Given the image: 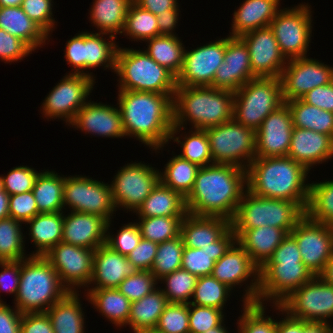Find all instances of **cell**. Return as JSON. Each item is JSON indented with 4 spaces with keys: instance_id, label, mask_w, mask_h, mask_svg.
Masks as SVG:
<instances>
[{
    "instance_id": "obj_63",
    "label": "cell",
    "mask_w": 333,
    "mask_h": 333,
    "mask_svg": "<svg viewBox=\"0 0 333 333\" xmlns=\"http://www.w3.org/2000/svg\"><path fill=\"white\" fill-rule=\"evenodd\" d=\"M0 268V291L9 292L16 298L20 282V261L0 262Z\"/></svg>"
},
{
    "instance_id": "obj_25",
    "label": "cell",
    "mask_w": 333,
    "mask_h": 333,
    "mask_svg": "<svg viewBox=\"0 0 333 333\" xmlns=\"http://www.w3.org/2000/svg\"><path fill=\"white\" fill-rule=\"evenodd\" d=\"M107 223L102 216L70 211L64 214L62 242L95 250L106 244Z\"/></svg>"
},
{
    "instance_id": "obj_13",
    "label": "cell",
    "mask_w": 333,
    "mask_h": 333,
    "mask_svg": "<svg viewBox=\"0 0 333 333\" xmlns=\"http://www.w3.org/2000/svg\"><path fill=\"white\" fill-rule=\"evenodd\" d=\"M110 183L112 199L117 208L133 214L160 181V171L147 163H127L115 173Z\"/></svg>"
},
{
    "instance_id": "obj_17",
    "label": "cell",
    "mask_w": 333,
    "mask_h": 333,
    "mask_svg": "<svg viewBox=\"0 0 333 333\" xmlns=\"http://www.w3.org/2000/svg\"><path fill=\"white\" fill-rule=\"evenodd\" d=\"M215 279L228 286L231 290L250 279L242 296L243 303H257L259 291V267L251 260L248 252L235 241L225 254L215 262L211 274Z\"/></svg>"
},
{
    "instance_id": "obj_52",
    "label": "cell",
    "mask_w": 333,
    "mask_h": 333,
    "mask_svg": "<svg viewBox=\"0 0 333 333\" xmlns=\"http://www.w3.org/2000/svg\"><path fill=\"white\" fill-rule=\"evenodd\" d=\"M242 315L237 320L238 333H277V319L266 316V306L260 303H243Z\"/></svg>"
},
{
    "instance_id": "obj_62",
    "label": "cell",
    "mask_w": 333,
    "mask_h": 333,
    "mask_svg": "<svg viewBox=\"0 0 333 333\" xmlns=\"http://www.w3.org/2000/svg\"><path fill=\"white\" fill-rule=\"evenodd\" d=\"M158 245L155 242L142 238L139 244L127 255V259L137 270L151 271Z\"/></svg>"
},
{
    "instance_id": "obj_45",
    "label": "cell",
    "mask_w": 333,
    "mask_h": 333,
    "mask_svg": "<svg viewBox=\"0 0 333 333\" xmlns=\"http://www.w3.org/2000/svg\"><path fill=\"white\" fill-rule=\"evenodd\" d=\"M22 224L11 217L0 220V262L21 261L31 256L25 253Z\"/></svg>"
},
{
    "instance_id": "obj_76",
    "label": "cell",
    "mask_w": 333,
    "mask_h": 333,
    "mask_svg": "<svg viewBox=\"0 0 333 333\" xmlns=\"http://www.w3.org/2000/svg\"><path fill=\"white\" fill-rule=\"evenodd\" d=\"M133 333H163L158 331L156 328H152V329H143V330H138L136 332Z\"/></svg>"
},
{
    "instance_id": "obj_46",
    "label": "cell",
    "mask_w": 333,
    "mask_h": 333,
    "mask_svg": "<svg viewBox=\"0 0 333 333\" xmlns=\"http://www.w3.org/2000/svg\"><path fill=\"white\" fill-rule=\"evenodd\" d=\"M305 214L313 221L333 226V179L310 183Z\"/></svg>"
},
{
    "instance_id": "obj_28",
    "label": "cell",
    "mask_w": 333,
    "mask_h": 333,
    "mask_svg": "<svg viewBox=\"0 0 333 333\" xmlns=\"http://www.w3.org/2000/svg\"><path fill=\"white\" fill-rule=\"evenodd\" d=\"M230 228L231 221L226 218L187 213L181 223L180 235L185 247L200 249L219 240Z\"/></svg>"
},
{
    "instance_id": "obj_72",
    "label": "cell",
    "mask_w": 333,
    "mask_h": 333,
    "mask_svg": "<svg viewBox=\"0 0 333 333\" xmlns=\"http://www.w3.org/2000/svg\"><path fill=\"white\" fill-rule=\"evenodd\" d=\"M9 198L10 195L2 189L0 191V220L10 217L9 214Z\"/></svg>"
},
{
    "instance_id": "obj_32",
    "label": "cell",
    "mask_w": 333,
    "mask_h": 333,
    "mask_svg": "<svg viewBox=\"0 0 333 333\" xmlns=\"http://www.w3.org/2000/svg\"><path fill=\"white\" fill-rule=\"evenodd\" d=\"M64 213H39L25 223L29 224L28 235L36 248L31 256H44L62 241Z\"/></svg>"
},
{
    "instance_id": "obj_60",
    "label": "cell",
    "mask_w": 333,
    "mask_h": 333,
    "mask_svg": "<svg viewBox=\"0 0 333 333\" xmlns=\"http://www.w3.org/2000/svg\"><path fill=\"white\" fill-rule=\"evenodd\" d=\"M34 50L23 40L0 29V59L4 63H14L23 60Z\"/></svg>"
},
{
    "instance_id": "obj_3",
    "label": "cell",
    "mask_w": 333,
    "mask_h": 333,
    "mask_svg": "<svg viewBox=\"0 0 333 333\" xmlns=\"http://www.w3.org/2000/svg\"><path fill=\"white\" fill-rule=\"evenodd\" d=\"M308 173L302 164L288 156L256 157L246 168L247 190L264 198L296 202L306 211L310 191Z\"/></svg>"
},
{
    "instance_id": "obj_23",
    "label": "cell",
    "mask_w": 333,
    "mask_h": 333,
    "mask_svg": "<svg viewBox=\"0 0 333 333\" xmlns=\"http://www.w3.org/2000/svg\"><path fill=\"white\" fill-rule=\"evenodd\" d=\"M254 78L245 42L240 37L227 36L224 61L215 72L213 88L235 93Z\"/></svg>"
},
{
    "instance_id": "obj_27",
    "label": "cell",
    "mask_w": 333,
    "mask_h": 333,
    "mask_svg": "<svg viewBox=\"0 0 333 333\" xmlns=\"http://www.w3.org/2000/svg\"><path fill=\"white\" fill-rule=\"evenodd\" d=\"M287 156L310 172L314 165L333 158V138L310 129L294 127Z\"/></svg>"
},
{
    "instance_id": "obj_64",
    "label": "cell",
    "mask_w": 333,
    "mask_h": 333,
    "mask_svg": "<svg viewBox=\"0 0 333 333\" xmlns=\"http://www.w3.org/2000/svg\"><path fill=\"white\" fill-rule=\"evenodd\" d=\"M301 100L322 110L333 112V81L313 88L302 96Z\"/></svg>"
},
{
    "instance_id": "obj_21",
    "label": "cell",
    "mask_w": 333,
    "mask_h": 333,
    "mask_svg": "<svg viewBox=\"0 0 333 333\" xmlns=\"http://www.w3.org/2000/svg\"><path fill=\"white\" fill-rule=\"evenodd\" d=\"M240 38L249 50L253 76L280 78L288 60L281 53L270 26L247 32Z\"/></svg>"
},
{
    "instance_id": "obj_31",
    "label": "cell",
    "mask_w": 333,
    "mask_h": 333,
    "mask_svg": "<svg viewBox=\"0 0 333 333\" xmlns=\"http://www.w3.org/2000/svg\"><path fill=\"white\" fill-rule=\"evenodd\" d=\"M236 241V235L231 227L219 240L200 249L184 247L181 268L197 277L212 274L217 262Z\"/></svg>"
},
{
    "instance_id": "obj_74",
    "label": "cell",
    "mask_w": 333,
    "mask_h": 333,
    "mask_svg": "<svg viewBox=\"0 0 333 333\" xmlns=\"http://www.w3.org/2000/svg\"><path fill=\"white\" fill-rule=\"evenodd\" d=\"M23 0H0V7H20Z\"/></svg>"
},
{
    "instance_id": "obj_4",
    "label": "cell",
    "mask_w": 333,
    "mask_h": 333,
    "mask_svg": "<svg viewBox=\"0 0 333 333\" xmlns=\"http://www.w3.org/2000/svg\"><path fill=\"white\" fill-rule=\"evenodd\" d=\"M234 92L210 86H177L173 97V126L205 130L233 118Z\"/></svg>"
},
{
    "instance_id": "obj_8",
    "label": "cell",
    "mask_w": 333,
    "mask_h": 333,
    "mask_svg": "<svg viewBox=\"0 0 333 333\" xmlns=\"http://www.w3.org/2000/svg\"><path fill=\"white\" fill-rule=\"evenodd\" d=\"M284 103L280 78L256 77L234 93L233 118L256 131Z\"/></svg>"
},
{
    "instance_id": "obj_37",
    "label": "cell",
    "mask_w": 333,
    "mask_h": 333,
    "mask_svg": "<svg viewBox=\"0 0 333 333\" xmlns=\"http://www.w3.org/2000/svg\"><path fill=\"white\" fill-rule=\"evenodd\" d=\"M90 8L91 24L98 33L117 37L124 30L126 16L133 0H93Z\"/></svg>"
},
{
    "instance_id": "obj_51",
    "label": "cell",
    "mask_w": 333,
    "mask_h": 333,
    "mask_svg": "<svg viewBox=\"0 0 333 333\" xmlns=\"http://www.w3.org/2000/svg\"><path fill=\"white\" fill-rule=\"evenodd\" d=\"M184 247L181 235L158 245L151 268L152 274L158 281L165 275L181 269Z\"/></svg>"
},
{
    "instance_id": "obj_35",
    "label": "cell",
    "mask_w": 333,
    "mask_h": 333,
    "mask_svg": "<svg viewBox=\"0 0 333 333\" xmlns=\"http://www.w3.org/2000/svg\"><path fill=\"white\" fill-rule=\"evenodd\" d=\"M78 292H68L47 311L54 333H85V314Z\"/></svg>"
},
{
    "instance_id": "obj_68",
    "label": "cell",
    "mask_w": 333,
    "mask_h": 333,
    "mask_svg": "<svg viewBox=\"0 0 333 333\" xmlns=\"http://www.w3.org/2000/svg\"><path fill=\"white\" fill-rule=\"evenodd\" d=\"M179 12L180 8L177 5L174 9L167 10V13H163L162 15H157V26L159 29V36L160 35H167V36H178L175 33L176 26H178L179 20Z\"/></svg>"
},
{
    "instance_id": "obj_56",
    "label": "cell",
    "mask_w": 333,
    "mask_h": 333,
    "mask_svg": "<svg viewBox=\"0 0 333 333\" xmlns=\"http://www.w3.org/2000/svg\"><path fill=\"white\" fill-rule=\"evenodd\" d=\"M223 310L189 304V332L204 333L225 322Z\"/></svg>"
},
{
    "instance_id": "obj_22",
    "label": "cell",
    "mask_w": 333,
    "mask_h": 333,
    "mask_svg": "<svg viewBox=\"0 0 333 333\" xmlns=\"http://www.w3.org/2000/svg\"><path fill=\"white\" fill-rule=\"evenodd\" d=\"M293 128L291 111L284 103L271 112L255 131L256 157L287 156Z\"/></svg>"
},
{
    "instance_id": "obj_73",
    "label": "cell",
    "mask_w": 333,
    "mask_h": 333,
    "mask_svg": "<svg viewBox=\"0 0 333 333\" xmlns=\"http://www.w3.org/2000/svg\"><path fill=\"white\" fill-rule=\"evenodd\" d=\"M325 282L333 285V254L328 260L323 272L319 275Z\"/></svg>"
},
{
    "instance_id": "obj_26",
    "label": "cell",
    "mask_w": 333,
    "mask_h": 333,
    "mask_svg": "<svg viewBox=\"0 0 333 333\" xmlns=\"http://www.w3.org/2000/svg\"><path fill=\"white\" fill-rule=\"evenodd\" d=\"M137 271L126 256L113 251L108 245L104 244L95 249L92 277L87 286L88 290L85 289V291L118 288L126 277L134 275ZM89 285L91 288H89Z\"/></svg>"
},
{
    "instance_id": "obj_42",
    "label": "cell",
    "mask_w": 333,
    "mask_h": 333,
    "mask_svg": "<svg viewBox=\"0 0 333 333\" xmlns=\"http://www.w3.org/2000/svg\"><path fill=\"white\" fill-rule=\"evenodd\" d=\"M182 130V127L173 126L169 138V141L173 140L174 143L177 142L178 145L180 144L182 152L179 156L199 167L213 164L206 130L190 128L189 132H187L188 134L184 132V136L183 133L176 136Z\"/></svg>"
},
{
    "instance_id": "obj_7",
    "label": "cell",
    "mask_w": 333,
    "mask_h": 333,
    "mask_svg": "<svg viewBox=\"0 0 333 333\" xmlns=\"http://www.w3.org/2000/svg\"><path fill=\"white\" fill-rule=\"evenodd\" d=\"M304 215L305 211L296 202L256 196L246 189L231 227L233 230H248L272 226L290 234Z\"/></svg>"
},
{
    "instance_id": "obj_19",
    "label": "cell",
    "mask_w": 333,
    "mask_h": 333,
    "mask_svg": "<svg viewBox=\"0 0 333 333\" xmlns=\"http://www.w3.org/2000/svg\"><path fill=\"white\" fill-rule=\"evenodd\" d=\"M331 81L333 66L308 56L289 59L280 76L283 100L301 99L313 88Z\"/></svg>"
},
{
    "instance_id": "obj_2",
    "label": "cell",
    "mask_w": 333,
    "mask_h": 333,
    "mask_svg": "<svg viewBox=\"0 0 333 333\" xmlns=\"http://www.w3.org/2000/svg\"><path fill=\"white\" fill-rule=\"evenodd\" d=\"M246 189L244 168L216 163L200 167L192 191L185 198L187 212L232 221Z\"/></svg>"
},
{
    "instance_id": "obj_65",
    "label": "cell",
    "mask_w": 333,
    "mask_h": 333,
    "mask_svg": "<svg viewBox=\"0 0 333 333\" xmlns=\"http://www.w3.org/2000/svg\"><path fill=\"white\" fill-rule=\"evenodd\" d=\"M20 333H54L46 312L24 313Z\"/></svg>"
},
{
    "instance_id": "obj_48",
    "label": "cell",
    "mask_w": 333,
    "mask_h": 333,
    "mask_svg": "<svg viewBox=\"0 0 333 333\" xmlns=\"http://www.w3.org/2000/svg\"><path fill=\"white\" fill-rule=\"evenodd\" d=\"M233 291L212 275L198 277L192 300L189 304L225 310ZM228 298V299H227Z\"/></svg>"
},
{
    "instance_id": "obj_39",
    "label": "cell",
    "mask_w": 333,
    "mask_h": 333,
    "mask_svg": "<svg viewBox=\"0 0 333 333\" xmlns=\"http://www.w3.org/2000/svg\"><path fill=\"white\" fill-rule=\"evenodd\" d=\"M169 304L160 287L155 288L140 300L131 302L128 327L133 332L156 328L160 315Z\"/></svg>"
},
{
    "instance_id": "obj_15",
    "label": "cell",
    "mask_w": 333,
    "mask_h": 333,
    "mask_svg": "<svg viewBox=\"0 0 333 333\" xmlns=\"http://www.w3.org/2000/svg\"><path fill=\"white\" fill-rule=\"evenodd\" d=\"M312 277L303 262H266L259 268L257 303L279 305Z\"/></svg>"
},
{
    "instance_id": "obj_67",
    "label": "cell",
    "mask_w": 333,
    "mask_h": 333,
    "mask_svg": "<svg viewBox=\"0 0 333 333\" xmlns=\"http://www.w3.org/2000/svg\"><path fill=\"white\" fill-rule=\"evenodd\" d=\"M22 313L12 308L0 296V333H20Z\"/></svg>"
},
{
    "instance_id": "obj_9",
    "label": "cell",
    "mask_w": 333,
    "mask_h": 333,
    "mask_svg": "<svg viewBox=\"0 0 333 333\" xmlns=\"http://www.w3.org/2000/svg\"><path fill=\"white\" fill-rule=\"evenodd\" d=\"M205 130L213 163L246 169L256 158L255 131L234 118Z\"/></svg>"
},
{
    "instance_id": "obj_38",
    "label": "cell",
    "mask_w": 333,
    "mask_h": 333,
    "mask_svg": "<svg viewBox=\"0 0 333 333\" xmlns=\"http://www.w3.org/2000/svg\"><path fill=\"white\" fill-rule=\"evenodd\" d=\"M56 171L43 170L37 176L32 189L39 213L64 211L63 191L65 176Z\"/></svg>"
},
{
    "instance_id": "obj_30",
    "label": "cell",
    "mask_w": 333,
    "mask_h": 333,
    "mask_svg": "<svg viewBox=\"0 0 333 333\" xmlns=\"http://www.w3.org/2000/svg\"><path fill=\"white\" fill-rule=\"evenodd\" d=\"M236 241L248 252L260 268L288 235L284 229L262 226L248 230H234Z\"/></svg>"
},
{
    "instance_id": "obj_57",
    "label": "cell",
    "mask_w": 333,
    "mask_h": 333,
    "mask_svg": "<svg viewBox=\"0 0 333 333\" xmlns=\"http://www.w3.org/2000/svg\"><path fill=\"white\" fill-rule=\"evenodd\" d=\"M40 171L29 166H16L10 169L7 175L1 176L2 187L8 195L21 194L32 191L35 180Z\"/></svg>"
},
{
    "instance_id": "obj_36",
    "label": "cell",
    "mask_w": 333,
    "mask_h": 333,
    "mask_svg": "<svg viewBox=\"0 0 333 333\" xmlns=\"http://www.w3.org/2000/svg\"><path fill=\"white\" fill-rule=\"evenodd\" d=\"M84 294L94 309L115 327L127 326L131 301L117 288L90 289Z\"/></svg>"
},
{
    "instance_id": "obj_12",
    "label": "cell",
    "mask_w": 333,
    "mask_h": 333,
    "mask_svg": "<svg viewBox=\"0 0 333 333\" xmlns=\"http://www.w3.org/2000/svg\"><path fill=\"white\" fill-rule=\"evenodd\" d=\"M279 305L290 317L330 324L333 318V285L320 276H313Z\"/></svg>"
},
{
    "instance_id": "obj_77",
    "label": "cell",
    "mask_w": 333,
    "mask_h": 333,
    "mask_svg": "<svg viewBox=\"0 0 333 333\" xmlns=\"http://www.w3.org/2000/svg\"><path fill=\"white\" fill-rule=\"evenodd\" d=\"M331 324V325H330ZM329 324V332L328 333H333V325L332 322Z\"/></svg>"
},
{
    "instance_id": "obj_44",
    "label": "cell",
    "mask_w": 333,
    "mask_h": 333,
    "mask_svg": "<svg viewBox=\"0 0 333 333\" xmlns=\"http://www.w3.org/2000/svg\"><path fill=\"white\" fill-rule=\"evenodd\" d=\"M173 155L165 164L164 171H160V181L186 198L192 191L200 167L179 155Z\"/></svg>"
},
{
    "instance_id": "obj_20",
    "label": "cell",
    "mask_w": 333,
    "mask_h": 333,
    "mask_svg": "<svg viewBox=\"0 0 333 333\" xmlns=\"http://www.w3.org/2000/svg\"><path fill=\"white\" fill-rule=\"evenodd\" d=\"M226 37L184 51L183 66L176 77L177 86H210L216 70L224 61Z\"/></svg>"
},
{
    "instance_id": "obj_6",
    "label": "cell",
    "mask_w": 333,
    "mask_h": 333,
    "mask_svg": "<svg viewBox=\"0 0 333 333\" xmlns=\"http://www.w3.org/2000/svg\"><path fill=\"white\" fill-rule=\"evenodd\" d=\"M115 74L118 90L174 94L177 88L176 77L141 49L119 47Z\"/></svg>"
},
{
    "instance_id": "obj_43",
    "label": "cell",
    "mask_w": 333,
    "mask_h": 333,
    "mask_svg": "<svg viewBox=\"0 0 333 333\" xmlns=\"http://www.w3.org/2000/svg\"><path fill=\"white\" fill-rule=\"evenodd\" d=\"M291 111L293 127L310 129L333 138V112L295 99L285 102Z\"/></svg>"
},
{
    "instance_id": "obj_54",
    "label": "cell",
    "mask_w": 333,
    "mask_h": 333,
    "mask_svg": "<svg viewBox=\"0 0 333 333\" xmlns=\"http://www.w3.org/2000/svg\"><path fill=\"white\" fill-rule=\"evenodd\" d=\"M112 220L107 223L106 245L123 256L129 255L142 239L136 222L124 224L114 236L110 233Z\"/></svg>"
},
{
    "instance_id": "obj_18",
    "label": "cell",
    "mask_w": 333,
    "mask_h": 333,
    "mask_svg": "<svg viewBox=\"0 0 333 333\" xmlns=\"http://www.w3.org/2000/svg\"><path fill=\"white\" fill-rule=\"evenodd\" d=\"M95 250L64 242L56 244L44 257L57 271L60 282L70 291L88 286L93 272Z\"/></svg>"
},
{
    "instance_id": "obj_49",
    "label": "cell",
    "mask_w": 333,
    "mask_h": 333,
    "mask_svg": "<svg viewBox=\"0 0 333 333\" xmlns=\"http://www.w3.org/2000/svg\"><path fill=\"white\" fill-rule=\"evenodd\" d=\"M184 217H138L141 236L157 244L180 236Z\"/></svg>"
},
{
    "instance_id": "obj_59",
    "label": "cell",
    "mask_w": 333,
    "mask_h": 333,
    "mask_svg": "<svg viewBox=\"0 0 333 333\" xmlns=\"http://www.w3.org/2000/svg\"><path fill=\"white\" fill-rule=\"evenodd\" d=\"M65 61L72 66V70L69 74H82L91 76L95 79V75L89 71H85V31L77 33L66 43Z\"/></svg>"
},
{
    "instance_id": "obj_33",
    "label": "cell",
    "mask_w": 333,
    "mask_h": 333,
    "mask_svg": "<svg viewBox=\"0 0 333 333\" xmlns=\"http://www.w3.org/2000/svg\"><path fill=\"white\" fill-rule=\"evenodd\" d=\"M0 29L23 40L34 51L50 41V36L21 7H0Z\"/></svg>"
},
{
    "instance_id": "obj_70",
    "label": "cell",
    "mask_w": 333,
    "mask_h": 333,
    "mask_svg": "<svg viewBox=\"0 0 333 333\" xmlns=\"http://www.w3.org/2000/svg\"><path fill=\"white\" fill-rule=\"evenodd\" d=\"M274 306V307H273ZM284 318L277 320V333H302V320L290 317L280 305H272Z\"/></svg>"
},
{
    "instance_id": "obj_50",
    "label": "cell",
    "mask_w": 333,
    "mask_h": 333,
    "mask_svg": "<svg viewBox=\"0 0 333 333\" xmlns=\"http://www.w3.org/2000/svg\"><path fill=\"white\" fill-rule=\"evenodd\" d=\"M198 277L184 269H178L165 275L158 282L164 284L161 288L169 303L189 304L193 297Z\"/></svg>"
},
{
    "instance_id": "obj_16",
    "label": "cell",
    "mask_w": 333,
    "mask_h": 333,
    "mask_svg": "<svg viewBox=\"0 0 333 333\" xmlns=\"http://www.w3.org/2000/svg\"><path fill=\"white\" fill-rule=\"evenodd\" d=\"M302 262L313 276H319L333 254V226L311 220L306 214L290 232Z\"/></svg>"
},
{
    "instance_id": "obj_41",
    "label": "cell",
    "mask_w": 333,
    "mask_h": 333,
    "mask_svg": "<svg viewBox=\"0 0 333 333\" xmlns=\"http://www.w3.org/2000/svg\"><path fill=\"white\" fill-rule=\"evenodd\" d=\"M104 35L109 36L106 38ZM115 39L117 37L110 34L85 31V70L104 66V70L111 69L115 72L116 54L119 48Z\"/></svg>"
},
{
    "instance_id": "obj_66",
    "label": "cell",
    "mask_w": 333,
    "mask_h": 333,
    "mask_svg": "<svg viewBox=\"0 0 333 333\" xmlns=\"http://www.w3.org/2000/svg\"><path fill=\"white\" fill-rule=\"evenodd\" d=\"M267 262H302L295 238L291 234H288Z\"/></svg>"
},
{
    "instance_id": "obj_69",
    "label": "cell",
    "mask_w": 333,
    "mask_h": 333,
    "mask_svg": "<svg viewBox=\"0 0 333 333\" xmlns=\"http://www.w3.org/2000/svg\"><path fill=\"white\" fill-rule=\"evenodd\" d=\"M138 6L148 10L153 15H162L167 10L174 9L179 3L177 0H133Z\"/></svg>"
},
{
    "instance_id": "obj_58",
    "label": "cell",
    "mask_w": 333,
    "mask_h": 333,
    "mask_svg": "<svg viewBox=\"0 0 333 333\" xmlns=\"http://www.w3.org/2000/svg\"><path fill=\"white\" fill-rule=\"evenodd\" d=\"M53 0H23L21 8L26 15L51 36L56 21L53 14Z\"/></svg>"
},
{
    "instance_id": "obj_11",
    "label": "cell",
    "mask_w": 333,
    "mask_h": 333,
    "mask_svg": "<svg viewBox=\"0 0 333 333\" xmlns=\"http://www.w3.org/2000/svg\"><path fill=\"white\" fill-rule=\"evenodd\" d=\"M63 204L65 210L68 206L71 211L102 216L108 222L117 211L110 184L86 175L65 176Z\"/></svg>"
},
{
    "instance_id": "obj_14",
    "label": "cell",
    "mask_w": 333,
    "mask_h": 333,
    "mask_svg": "<svg viewBox=\"0 0 333 333\" xmlns=\"http://www.w3.org/2000/svg\"><path fill=\"white\" fill-rule=\"evenodd\" d=\"M95 80L88 75L67 73L43 100L42 115L48 120L61 119L69 126L89 101Z\"/></svg>"
},
{
    "instance_id": "obj_55",
    "label": "cell",
    "mask_w": 333,
    "mask_h": 333,
    "mask_svg": "<svg viewBox=\"0 0 333 333\" xmlns=\"http://www.w3.org/2000/svg\"><path fill=\"white\" fill-rule=\"evenodd\" d=\"M158 282L151 271L138 270L134 275L126 277L117 289L131 302H134L157 288Z\"/></svg>"
},
{
    "instance_id": "obj_40",
    "label": "cell",
    "mask_w": 333,
    "mask_h": 333,
    "mask_svg": "<svg viewBox=\"0 0 333 333\" xmlns=\"http://www.w3.org/2000/svg\"><path fill=\"white\" fill-rule=\"evenodd\" d=\"M145 43L147 48L144 51L177 77L181 72L184 59L185 46L182 40L178 36L160 35L145 40Z\"/></svg>"
},
{
    "instance_id": "obj_53",
    "label": "cell",
    "mask_w": 333,
    "mask_h": 333,
    "mask_svg": "<svg viewBox=\"0 0 333 333\" xmlns=\"http://www.w3.org/2000/svg\"><path fill=\"white\" fill-rule=\"evenodd\" d=\"M189 304L169 303L160 315L156 329L163 333L189 332Z\"/></svg>"
},
{
    "instance_id": "obj_34",
    "label": "cell",
    "mask_w": 333,
    "mask_h": 333,
    "mask_svg": "<svg viewBox=\"0 0 333 333\" xmlns=\"http://www.w3.org/2000/svg\"><path fill=\"white\" fill-rule=\"evenodd\" d=\"M138 217H185L187 208L185 198L165 186L161 181L135 212Z\"/></svg>"
},
{
    "instance_id": "obj_10",
    "label": "cell",
    "mask_w": 333,
    "mask_h": 333,
    "mask_svg": "<svg viewBox=\"0 0 333 333\" xmlns=\"http://www.w3.org/2000/svg\"><path fill=\"white\" fill-rule=\"evenodd\" d=\"M284 7L271 21L270 28L287 60L307 57L312 37V8L308 3Z\"/></svg>"
},
{
    "instance_id": "obj_5",
    "label": "cell",
    "mask_w": 333,
    "mask_h": 333,
    "mask_svg": "<svg viewBox=\"0 0 333 333\" xmlns=\"http://www.w3.org/2000/svg\"><path fill=\"white\" fill-rule=\"evenodd\" d=\"M68 292L44 256H30L20 261L19 289L13 307L22 314L46 312Z\"/></svg>"
},
{
    "instance_id": "obj_71",
    "label": "cell",
    "mask_w": 333,
    "mask_h": 333,
    "mask_svg": "<svg viewBox=\"0 0 333 333\" xmlns=\"http://www.w3.org/2000/svg\"><path fill=\"white\" fill-rule=\"evenodd\" d=\"M328 323L307 322L302 320V333H328Z\"/></svg>"
},
{
    "instance_id": "obj_47",
    "label": "cell",
    "mask_w": 333,
    "mask_h": 333,
    "mask_svg": "<svg viewBox=\"0 0 333 333\" xmlns=\"http://www.w3.org/2000/svg\"><path fill=\"white\" fill-rule=\"evenodd\" d=\"M157 23L156 15L141 8L133 1L129 7L121 35L131 38V41H145L159 36Z\"/></svg>"
},
{
    "instance_id": "obj_29",
    "label": "cell",
    "mask_w": 333,
    "mask_h": 333,
    "mask_svg": "<svg viewBox=\"0 0 333 333\" xmlns=\"http://www.w3.org/2000/svg\"><path fill=\"white\" fill-rule=\"evenodd\" d=\"M234 11L231 24L232 37L267 27L281 10L280 0H245Z\"/></svg>"
},
{
    "instance_id": "obj_78",
    "label": "cell",
    "mask_w": 333,
    "mask_h": 333,
    "mask_svg": "<svg viewBox=\"0 0 333 333\" xmlns=\"http://www.w3.org/2000/svg\"><path fill=\"white\" fill-rule=\"evenodd\" d=\"M3 189L2 187V180H1V176H0V191Z\"/></svg>"
},
{
    "instance_id": "obj_61",
    "label": "cell",
    "mask_w": 333,
    "mask_h": 333,
    "mask_svg": "<svg viewBox=\"0 0 333 333\" xmlns=\"http://www.w3.org/2000/svg\"><path fill=\"white\" fill-rule=\"evenodd\" d=\"M9 214L23 224L39 214L32 191L10 195Z\"/></svg>"
},
{
    "instance_id": "obj_24",
    "label": "cell",
    "mask_w": 333,
    "mask_h": 333,
    "mask_svg": "<svg viewBox=\"0 0 333 333\" xmlns=\"http://www.w3.org/2000/svg\"><path fill=\"white\" fill-rule=\"evenodd\" d=\"M81 130L85 134L98 135L102 138H123L126 137L121 112L116 107L102 102L89 100L78 112L69 125Z\"/></svg>"
},
{
    "instance_id": "obj_1",
    "label": "cell",
    "mask_w": 333,
    "mask_h": 333,
    "mask_svg": "<svg viewBox=\"0 0 333 333\" xmlns=\"http://www.w3.org/2000/svg\"><path fill=\"white\" fill-rule=\"evenodd\" d=\"M174 94L118 90L117 104L126 137L157 153L169 144Z\"/></svg>"
},
{
    "instance_id": "obj_75",
    "label": "cell",
    "mask_w": 333,
    "mask_h": 333,
    "mask_svg": "<svg viewBox=\"0 0 333 333\" xmlns=\"http://www.w3.org/2000/svg\"><path fill=\"white\" fill-rule=\"evenodd\" d=\"M204 333H230V332L227 330L226 325L223 322L221 325L211 328Z\"/></svg>"
}]
</instances>
